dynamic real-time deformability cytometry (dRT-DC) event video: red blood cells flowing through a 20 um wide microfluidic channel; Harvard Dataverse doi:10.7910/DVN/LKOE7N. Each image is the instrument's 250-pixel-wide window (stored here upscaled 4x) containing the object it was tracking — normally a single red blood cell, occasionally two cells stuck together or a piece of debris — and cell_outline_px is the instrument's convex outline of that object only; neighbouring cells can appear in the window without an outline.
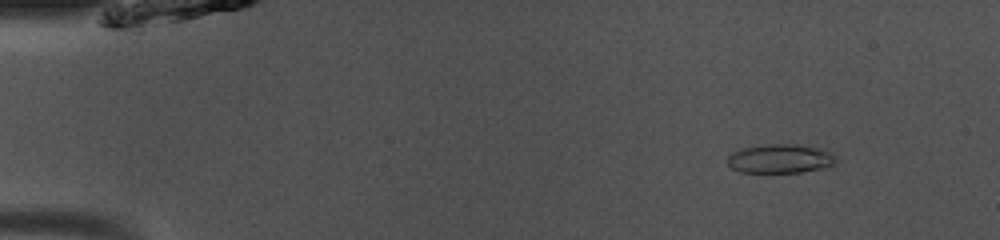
{"species": "common noctule bat (a hibernating species)", "species_latin": "Nyctalus noctula", "temperature_condition": "room temperature", "stored_images_in_passage": 48, "camera_frame_rate_fps": 3000, "um_per_image_px": 0.085, "animal": {"sex": "male", "body_mass_g": 13.0, "forearm_length_mm": 53.1}, "frame": {"image": 1, "passage_image": 5, "time_ms": 1.333, "image_size_px": [1000, 240], "cell_outline_px": [[836, 164], [828, 168], [800, 172], [740, 172], [732, 168], [728, 164], [728, 156], [732, 152], [744, 148], [768, 144], [792, 144], [820, 148], [832, 152], [836, 156]], "centroid_in_image_um": [66.38, 13.49], "position_along_channel_um": 18.6, "area_um2": 18.44}}
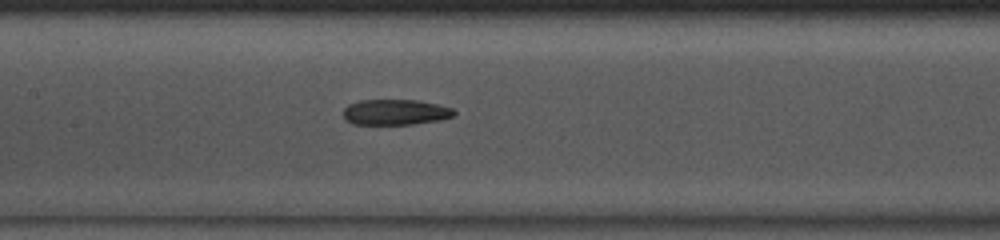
{"frame": {"image": 2, "passage_image": 23, "time_ms": 7.333, "image_size_px": [1000, 240], "cell_outline_px": [[456, 112], [452, 116], [440, 120], [412, 124], [352, 124], [344, 120], [344, 108], [348, 104], [360, 100], [416, 100], [436, 104], [452, 108]], "centroid_in_image_um": [33.57, 9.53], "position_along_channel_um": 173.8, "area_um2": 16.47}}
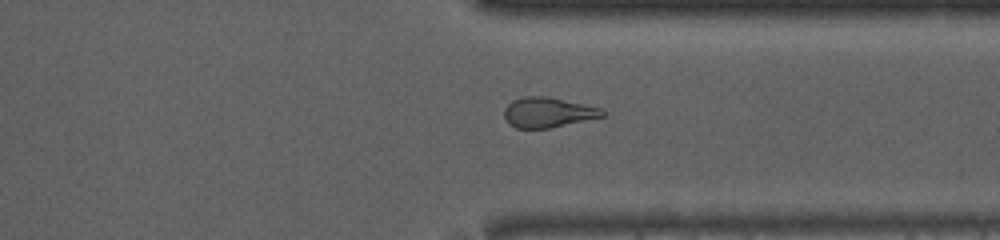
{"frame": {"image": 3, "passage_image": 37, "time_ms": 12.0, "image_size_px": [1000, 240], "cell_outline_px": [[604, 116], [548, 128], [516, 128], [508, 124], [504, 116], [504, 108], [512, 100], [524, 96], [548, 96], [600, 108], [604, 112]], "centroid_in_image_um": [46.51, 9.55], "position_along_channel_um": 364.9, "area_um2": 17.05}, "authors_computed_cell_mechanics": {"area_um2": 18.0336, "velocity_mm_per_s": 4.1018, "shape_relaxation_time_tau1_ms": null, "shape_relaxation_time_tau2_ms": 6.7591, "deformation_change_tau1": null, "deformation_change_tau2": 0.1469}}